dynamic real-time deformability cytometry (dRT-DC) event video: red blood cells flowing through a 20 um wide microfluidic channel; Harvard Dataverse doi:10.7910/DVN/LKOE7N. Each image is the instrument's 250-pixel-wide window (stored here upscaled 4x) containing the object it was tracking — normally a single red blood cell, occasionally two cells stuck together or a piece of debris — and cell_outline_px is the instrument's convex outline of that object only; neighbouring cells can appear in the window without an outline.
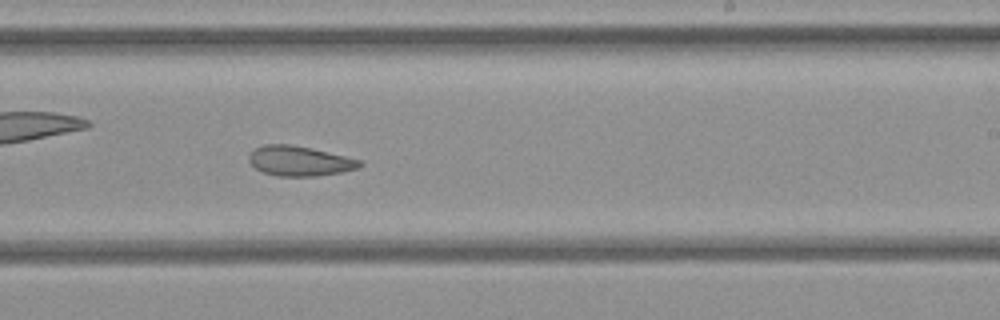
{"species": "common noctule bat (a hibernating species)", "species_latin": "Nyctalus noctula", "temperature_condition": "cold", "stored_images_in_passage": 36, "camera_frame_rate_fps": 3000, "um_per_image_px": 0.085, "animal": {"sex": "female", "body_mass_g": 21.9}, "frame": {"image": 1, "passage_image": 21, "time_ms": 6.667, "image_size_px": [1000, 320], "cell_outline_px": [[364, 164], [356, 168], [340, 172], [316, 176], [276, 176], [264, 172], [256, 168], [248, 160], [248, 156], [256, 148], [264, 144], [288, 144], [312, 148], [360, 160]], "centroid_in_image_um": [25.44, 13.68], "position_along_channel_um": 263.6, "area_um2": 19.07}}